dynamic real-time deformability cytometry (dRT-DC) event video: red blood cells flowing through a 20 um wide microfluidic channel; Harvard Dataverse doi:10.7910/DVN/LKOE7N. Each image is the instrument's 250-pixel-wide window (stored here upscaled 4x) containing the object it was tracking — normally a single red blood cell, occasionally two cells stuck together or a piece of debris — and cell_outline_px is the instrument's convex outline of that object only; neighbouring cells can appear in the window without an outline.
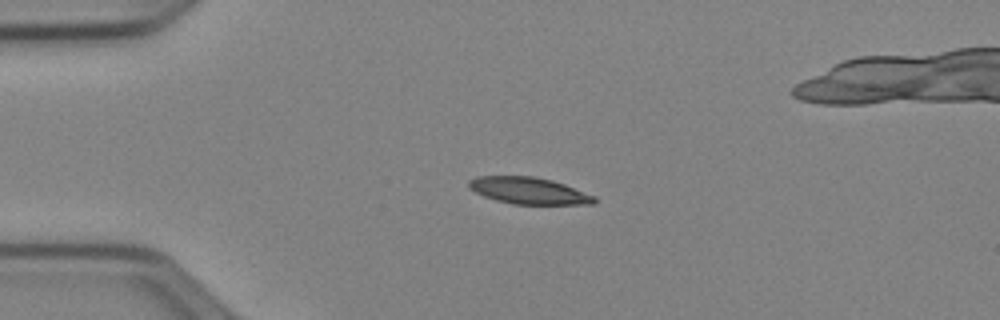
{"species": "Egyptian fruit bat (a non-hibernating species)", "species_latin": "Rousettus aegyptiacus", "temperature_condition": "cold", "stored_images_in_passage": 41, "camera_frame_rate_fps": 3000, "um_per_image_px": 0.085, "animal": {"sex": "female"}, "frame": {"image": 1, "passage_image": 1, "time_ms": 0.0, "image_size_px": [1000, 320], "cell_outline_px": [[596, 204], [512, 204], [496, 200], [484, 196], [468, 188], [468, 180], [476, 176], [532, 176], [552, 180], [564, 184], [596, 196]], "centroid_in_image_um": [44.94, 16.2], "position_along_channel_um": 40.1, "area_um2": 19.59}}
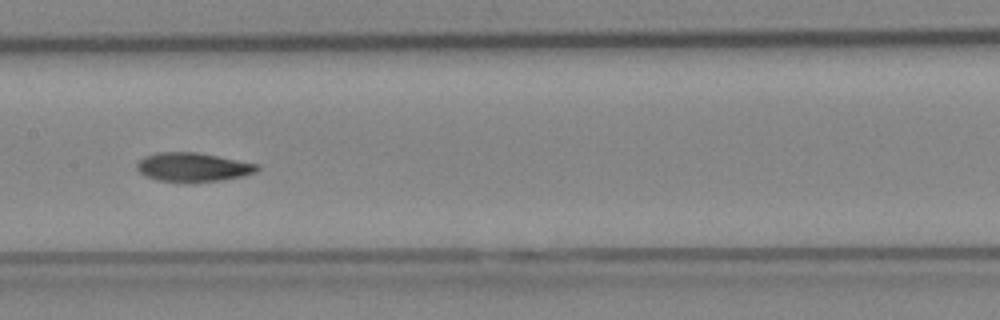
{"frame": {"image": 2, "passage_image": 15, "time_ms": 4.667, "image_size_px": [1000, 320], "cell_outline_px": [[260, 168], [256, 172], [244, 176], [220, 180], [188, 184], [160, 180], [144, 176], [136, 168], [136, 164], [144, 156], [156, 152], [196, 152], [260, 164]], "centroid_in_image_um": [16.4, 14.22], "position_along_channel_um": 191.0, "area_um2": 20.69}}
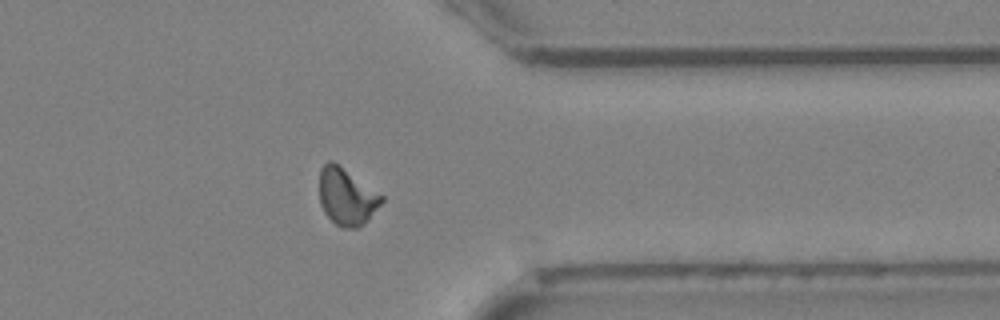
{"frame": {"image": 3, "passage_image": 30, "time_ms": 9.667, "image_size_px": [1000, 320], "cell_outline_px": [[384, 200], [368, 220], [364, 224], [356, 228], [340, 228], [324, 212], [320, 204], [320, 168], [328, 160], [332, 160], [384, 196]], "centroid_in_image_um": [29.46, 16.72], "position_along_channel_um": 381.9, "area_um2": 20.58}, "authors_computed_cell_mechanics": {"area_um2": 19.8832, "velocity_mm_per_s": 3.9468, "shape_relaxation_time_tau1_ms": 6.7863, "shape_relaxation_time_tau2_ms": 4.2194, "deformation_change_tau1": 0.1667, "deformation_change_tau2": 0.0981}}